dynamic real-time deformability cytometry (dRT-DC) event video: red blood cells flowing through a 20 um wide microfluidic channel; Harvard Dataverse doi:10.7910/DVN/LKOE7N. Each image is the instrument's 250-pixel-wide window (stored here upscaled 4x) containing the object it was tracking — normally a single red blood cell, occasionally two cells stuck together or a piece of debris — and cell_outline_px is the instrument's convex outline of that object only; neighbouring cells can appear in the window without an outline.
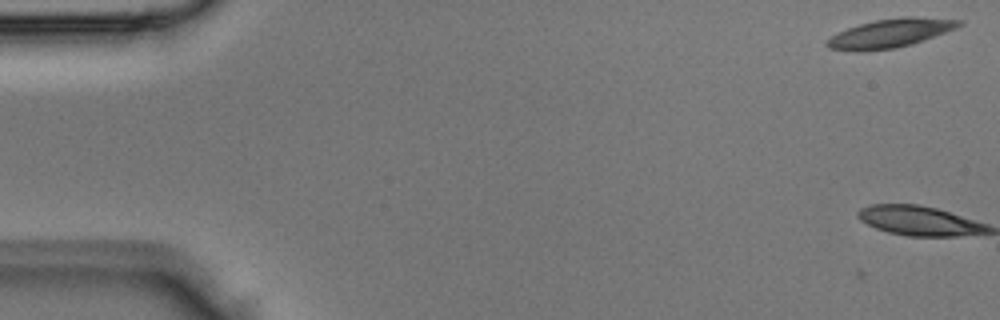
{"species": "Egyptian fruit bat (a non-hibernating species)", "species_latin": "Rousettus aegyptiacus", "temperature_condition": "room temperature", "stored_images_in_passage": 4, "camera_frame_rate_fps": 3000, "um_per_image_px": 0.085, "animal": {"sex": "male"}, "frame": {"image": 1, "passage_image": 1, "time_ms": 0.0, "image_size_px": [1000, 320], "cell_outline_px": [[964, 24], [956, 28], [924, 40], [912, 44], [896, 48], [860, 52], [856, 52], [828, 48], [824, 44], [832, 36], [848, 28], [860, 24], [876, 20], [904, 16], [916, 16], [964, 20]], "centroid_in_image_um": [75.71, 2.83], "position_along_channel_um": 9.3, "area_um2": 22.2}}